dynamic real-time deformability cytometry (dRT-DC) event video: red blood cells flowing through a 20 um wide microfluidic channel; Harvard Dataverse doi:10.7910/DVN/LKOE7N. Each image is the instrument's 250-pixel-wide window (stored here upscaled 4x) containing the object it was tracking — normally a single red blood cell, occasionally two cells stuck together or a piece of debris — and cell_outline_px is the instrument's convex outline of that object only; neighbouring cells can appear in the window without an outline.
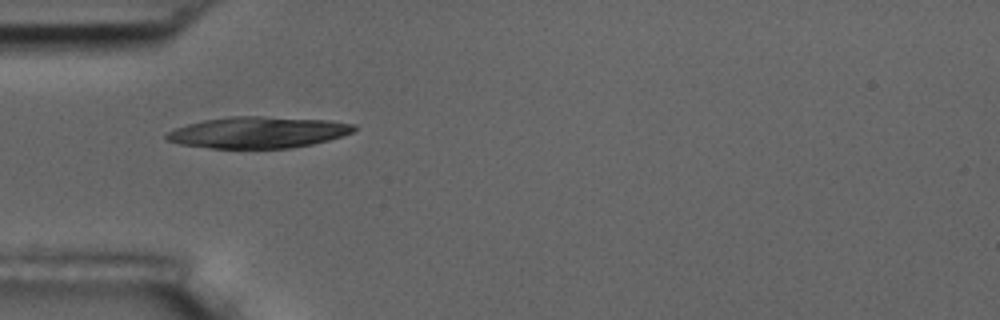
{"species": "common noctule bat (a hibernating species)", "species_latin": "Nyctalus noctula", "temperature_condition": "room temperature", "stored_images_in_passage": 2, "camera_frame_rate_fps": 3000, "um_per_image_px": 0.085, "animal": {"sex": "male", "body_mass_g": 17.5, "forearm_length_mm": 52.3}, "frame": {"image": 1, "passage_image": 1, "time_ms": 0.0, "image_size_px": [1000, 320], "cell_outline_px": [[356, 128], [352, 132], [328, 140], [312, 144], [288, 148], [212, 148], [180, 144], [164, 140], [164, 136], [168, 132], [176, 128], [188, 124], [204, 120], [228, 116], [264, 116], [328, 120], [356, 124]], "centroid_in_image_um": [21.91, 11.24], "position_along_channel_um": 63.1, "area_um2": 34.22}}